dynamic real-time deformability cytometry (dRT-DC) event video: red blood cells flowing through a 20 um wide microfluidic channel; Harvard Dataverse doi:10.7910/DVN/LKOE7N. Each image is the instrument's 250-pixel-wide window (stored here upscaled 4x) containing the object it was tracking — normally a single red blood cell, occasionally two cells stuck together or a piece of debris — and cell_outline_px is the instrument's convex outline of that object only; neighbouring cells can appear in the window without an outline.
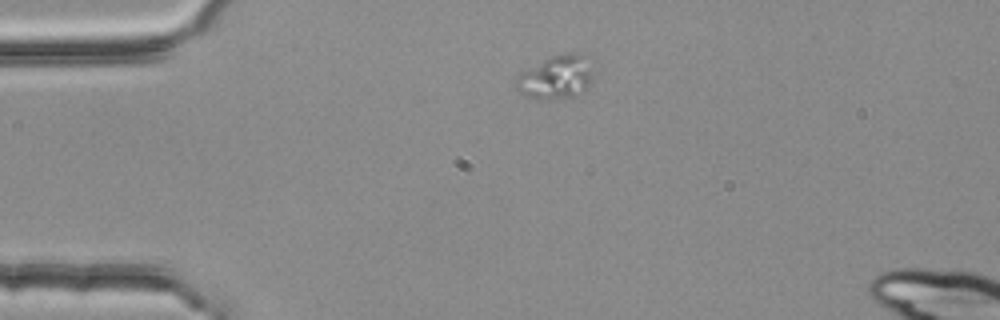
{"species": "common noctule bat (a hibernating species)", "species_latin": "Nyctalus noctula", "temperature_condition": "room temperature", "stored_images_in_passage": 5, "segment_of_instrument_passage": [2, 2], "camera_frame_rate_fps": 3000, "um_per_image_px": 0.085, "animal": {"sex": "female", "body_mass_g": 25.1}, "frame": {"image": 1, "passage_image": 5, "time_ms": 1.333, "image_size_px": [1000, 320], "cell_outline_px": [[592, 84], [584, 92], [572, 96], [548, 100], [540, 100], [524, 96], [512, 88], [520, 72], [552, 56], [568, 52], [576, 52], [580, 56], [592, 76]], "centroid_in_image_um": [47.16, 6.63], "position_along_channel_um": 37.8, "area_um2": 19.36}}